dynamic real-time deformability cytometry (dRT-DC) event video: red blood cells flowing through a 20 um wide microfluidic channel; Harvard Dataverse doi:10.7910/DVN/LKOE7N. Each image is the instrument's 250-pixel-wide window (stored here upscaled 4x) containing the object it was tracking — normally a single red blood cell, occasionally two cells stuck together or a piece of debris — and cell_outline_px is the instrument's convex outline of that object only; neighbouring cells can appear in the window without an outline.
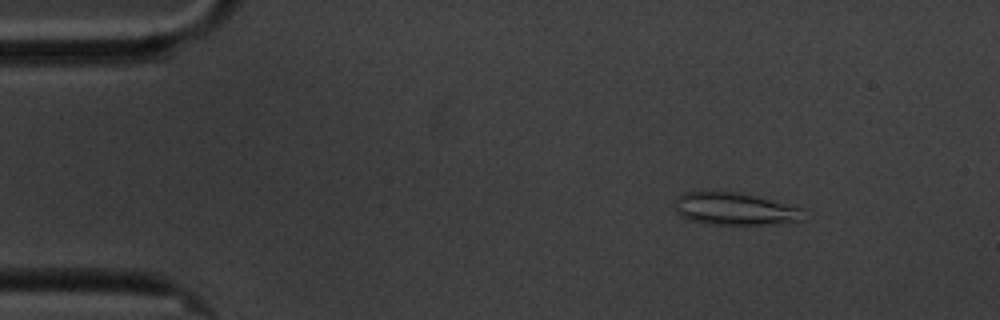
{"species": "common noctule bat (a hibernating species)", "species_latin": "Nyctalus noctula", "temperature_condition": "cold", "stored_images_in_passage": 59, "camera_frame_rate_fps": 3000, "um_per_image_px": 0.085, "animal": {"sex": "male", "body_mass_g": 20.1, "forearm_length_mm": 53.5}, "frame": {"image": 1, "passage_image": 8, "time_ms": 2.333, "image_size_px": [1000, 320], "cell_outline_px": [[804, 220], [776, 224], [708, 224], [688, 220], [680, 216], [676, 212], [676, 200], [684, 192], [744, 192], [804, 208]], "centroid_in_image_um": [62.52, 17.76], "position_along_channel_um": 22.5, "area_um2": 24.57}}
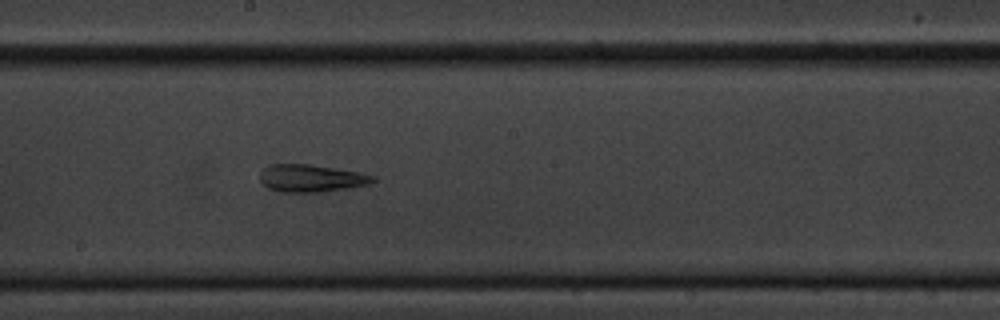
{"frame": {"image": 2, "passage_image": 32, "time_ms": 10.333, "image_size_px": [1000, 320], "cell_outline_px": [[376, 180], [368, 184], [320, 192], [280, 192], [268, 188], [260, 180], [260, 172], [268, 164], [308, 164], [356, 172], [372, 176]], "centroid_in_image_um": [26.36, 15.15], "position_along_channel_um": 221.8, "area_um2": 17.69}}
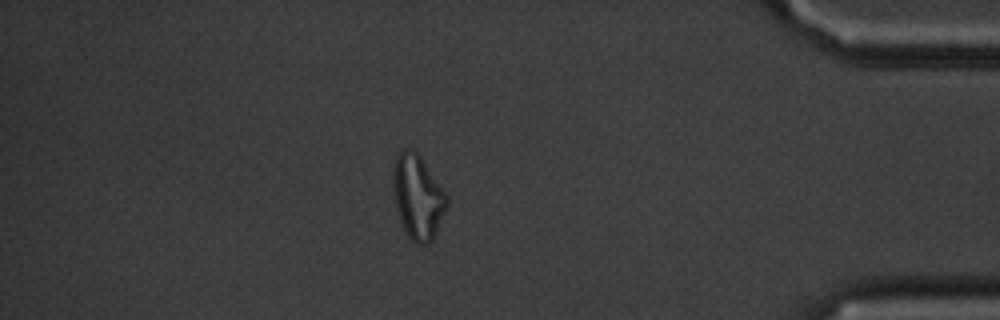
{"frame": {"image": 3, "passage_image": 51, "time_ms": 16.667, "image_size_px": [1000, 320], "cell_outline_px": [[448, 204], [436, 232], [432, 240], [428, 244], [416, 244], [408, 236], [400, 220], [396, 204], [392, 180], [392, 172], [396, 156], [404, 148], [412, 148], [420, 156], [448, 196]], "centroid_in_image_um": [35.51, 16.73], "position_along_channel_um": 399.7, "area_um2": 26.13}, "authors_computed_cell_mechanics": {"area_um2": 22.1374, "velocity_mm_per_s": 3.4037, "shape_relaxation_time_tau1_ms": null, "shape_relaxation_time_tau2_ms": 3.8093, "deformation_change_tau1": null, "deformation_change_tau2": 0.1443}}